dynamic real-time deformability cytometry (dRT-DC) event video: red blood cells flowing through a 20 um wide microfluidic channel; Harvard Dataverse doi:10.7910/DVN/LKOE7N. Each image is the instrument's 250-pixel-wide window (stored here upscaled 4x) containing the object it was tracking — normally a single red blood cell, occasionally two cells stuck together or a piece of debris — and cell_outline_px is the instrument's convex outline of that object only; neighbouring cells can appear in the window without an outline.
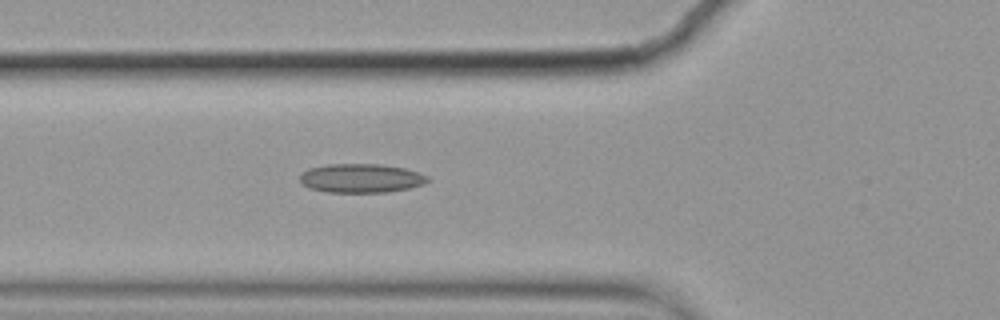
{"species": "common noctule bat (a hibernating species)", "species_latin": "Nyctalus noctula", "temperature_condition": "cold", "stored_images_in_passage": 5, "camera_frame_rate_fps": 3000, "um_per_image_px": 0.085, "animal": {"sex": "female", "body_mass_g": 19.9}, "frame": {"image": 1, "passage_image": 5, "time_ms": 1.333, "image_size_px": [1000, 320], "cell_outline_px": [[428, 180], [424, 184], [408, 188], [388, 192], [328, 192], [308, 188], [300, 184], [300, 172], [308, 168], [328, 164], [380, 164], [404, 168], [428, 176]], "centroid_in_image_um": [30.62, 15.15], "position_along_channel_um": 95.2, "area_um2": 21.62}}